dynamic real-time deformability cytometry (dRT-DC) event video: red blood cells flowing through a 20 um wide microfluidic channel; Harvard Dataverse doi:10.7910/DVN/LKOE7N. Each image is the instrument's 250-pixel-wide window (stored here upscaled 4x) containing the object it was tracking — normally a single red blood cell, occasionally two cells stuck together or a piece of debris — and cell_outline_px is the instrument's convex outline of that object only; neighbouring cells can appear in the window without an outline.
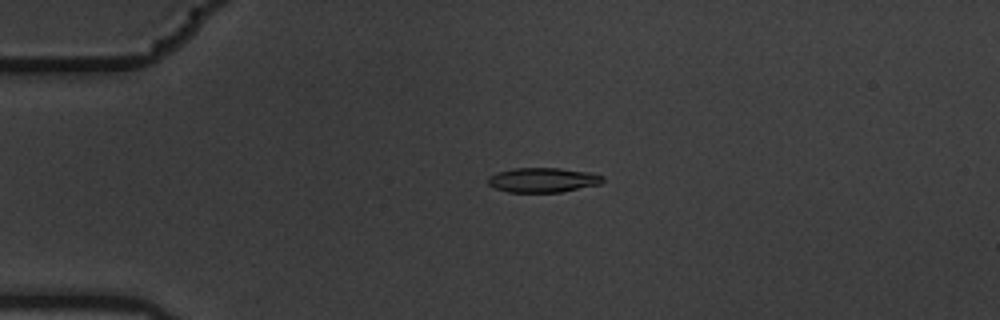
{"species": "common noctule bat (a hibernating species)", "species_latin": "Nyctalus noctula", "temperature_condition": "warm", "stored_images_in_passage": 2, "camera_frame_rate_fps": 3000, "um_per_image_px": 0.085, "animal": {"sex": "male", "body_mass_g": 19.5, "forearm_length_mm": 54.6}, "frame": {"image": 1, "passage_image": 1, "time_ms": 0.0, "image_size_px": [1000, 320], "cell_outline_px": [[604, 180], [600, 184], [560, 192], [508, 192], [496, 188], [488, 184], [488, 176], [496, 172], [512, 168], [560, 168], [588, 172], [604, 176]], "centroid_in_image_um": [46.12, 15.29], "position_along_channel_um": 38.9, "area_um2": 16.47}}